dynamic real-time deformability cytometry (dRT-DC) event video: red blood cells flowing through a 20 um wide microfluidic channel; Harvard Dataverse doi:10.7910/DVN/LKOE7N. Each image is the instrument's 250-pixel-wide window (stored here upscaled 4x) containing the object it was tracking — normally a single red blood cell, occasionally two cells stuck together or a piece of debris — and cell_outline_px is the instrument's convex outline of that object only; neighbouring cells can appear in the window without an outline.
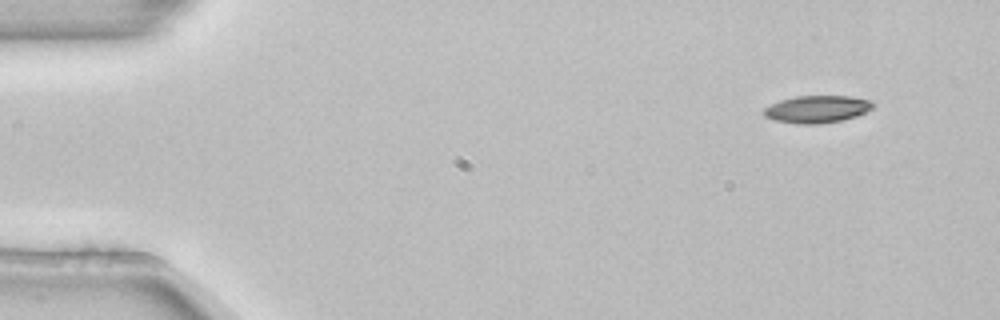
{"species": "common noctule bat (a hibernating species)", "species_latin": "Nyctalus noctula", "temperature_condition": "room temperature", "stored_images_in_passage": 4, "camera_frame_rate_fps": 3000, "um_per_image_px": 0.085, "animal": {"sex": "female", "body_mass_g": 22.7, "forearm_length_mm": 54.2}, "frame": {"image": 1, "passage_image": 1, "time_ms": 0.0, "image_size_px": [1000, 320], "cell_outline_px": [[876, 104], [872, 108], [856, 116], [840, 120], [820, 124], [800, 124], [772, 120], [764, 116], [764, 108], [780, 100], [796, 96], [852, 96], [872, 100]], "centroid_in_image_um": [69.46, 9.27], "position_along_channel_um": 15.5, "area_um2": 17.4}}
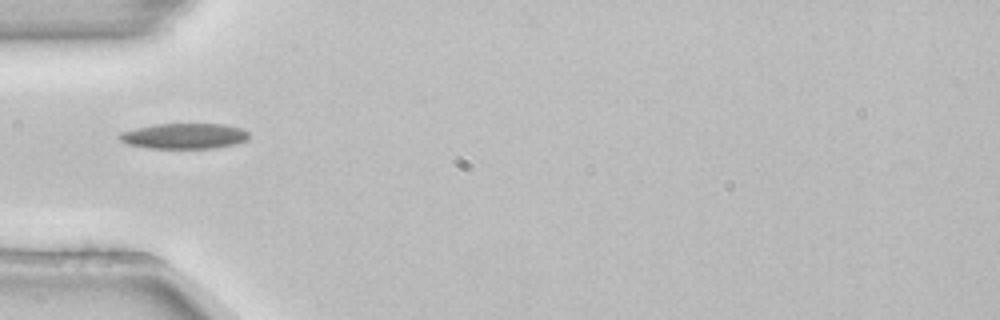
{"frame": {"image": 2, "passage_image": 4, "time_ms": 1.0, "image_size_px": [1000, 320], "cell_outline_px": [[248, 140], [232, 144], [212, 148], [148, 148], [128, 144], [120, 140], [116, 136], [120, 132], [152, 124], [224, 124], [240, 128], [248, 132]], "centroid_in_image_um": [15.61, 11.55], "position_along_channel_um": 69.4, "area_um2": 19.19}}